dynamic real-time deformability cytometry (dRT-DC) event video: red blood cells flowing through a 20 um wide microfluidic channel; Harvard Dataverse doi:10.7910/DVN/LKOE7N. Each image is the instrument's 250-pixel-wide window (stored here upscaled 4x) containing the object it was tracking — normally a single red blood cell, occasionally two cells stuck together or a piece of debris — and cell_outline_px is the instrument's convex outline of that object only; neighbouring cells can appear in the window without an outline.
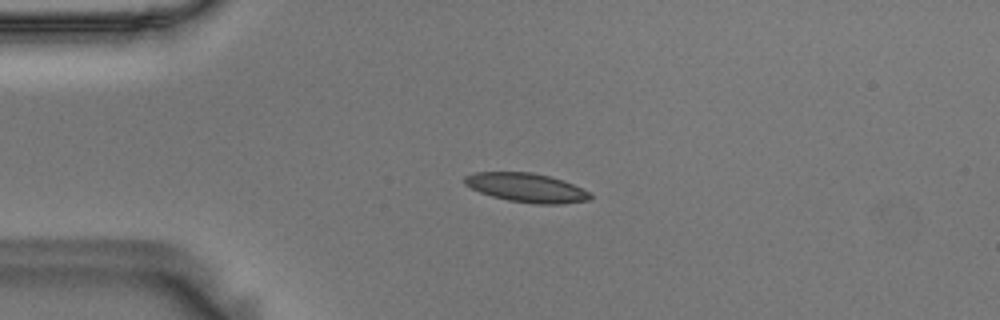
{"species": "Egyptian fruit bat (a non-hibernating species)", "species_latin": "Rousettus aegyptiacus", "temperature_condition": "room temperature", "stored_images_in_passage": 47, "camera_frame_rate_fps": 3000, "um_per_image_px": 0.085, "animal": {"sex": "male"}, "frame": {"image": 1, "passage_image": 5, "time_ms": 1.333, "image_size_px": [1000, 320], "cell_outline_px": [[592, 196], [588, 200], [560, 204], [536, 204], [508, 200], [492, 196], [480, 192], [464, 184], [464, 176], [476, 172], [532, 172], [564, 180], [592, 192]], "centroid_in_image_um": [44.78, 15.95], "position_along_channel_um": 40.2, "area_um2": 21.27}}
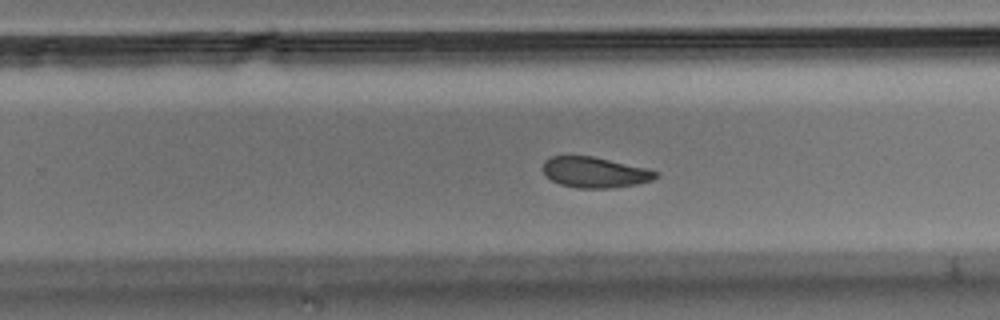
{"frame": {"image": 2, "passage_image": 27, "time_ms": 8.667, "image_size_px": [1000, 320], "cell_outline_px": [[656, 176], [652, 180], [636, 184], [612, 188], [576, 188], [560, 184], [552, 180], [544, 172], [544, 160], [552, 156], [592, 156], [644, 168], [656, 172]], "centroid_in_image_um": [50.52, 14.65], "position_along_channel_um": 279.3, "area_um2": 19.71}}
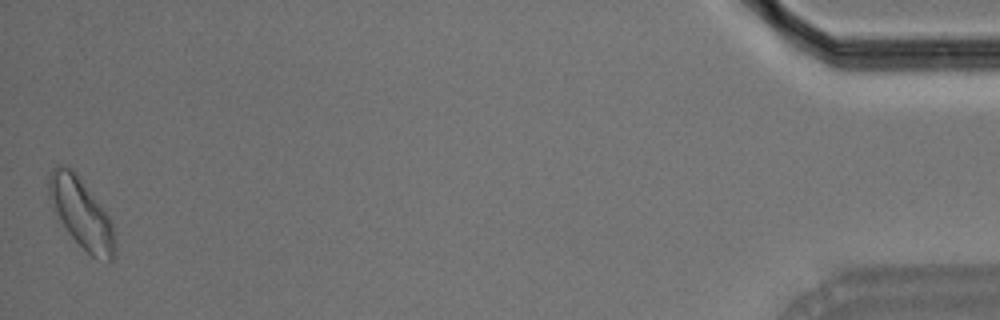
{"frame": {"image": 3, "passage_image": 47, "time_ms": 15.333, "image_size_px": [1000, 320], "cell_outline_px": [[116, 256], [108, 264], [92, 256], [68, 232], [52, 212], [48, 196], [48, 176], [52, 168], [56, 164], [64, 164], [72, 168], [76, 172], [112, 220], [116, 244]], "centroid_in_image_um": [6.9, 18.11], "position_along_channel_um": 428.3, "area_um2": 27.51}, "authors_computed_cell_mechanics": {"area_um2": 21.2704, "velocity_mm_per_s": 3.6099, "shape_relaxation_time_tau1_ms": 7.1982, "shape_relaxation_time_tau2_ms": 4.553, "deformation_change_tau1": 0.1317, "deformation_change_tau2": 0.0834}}